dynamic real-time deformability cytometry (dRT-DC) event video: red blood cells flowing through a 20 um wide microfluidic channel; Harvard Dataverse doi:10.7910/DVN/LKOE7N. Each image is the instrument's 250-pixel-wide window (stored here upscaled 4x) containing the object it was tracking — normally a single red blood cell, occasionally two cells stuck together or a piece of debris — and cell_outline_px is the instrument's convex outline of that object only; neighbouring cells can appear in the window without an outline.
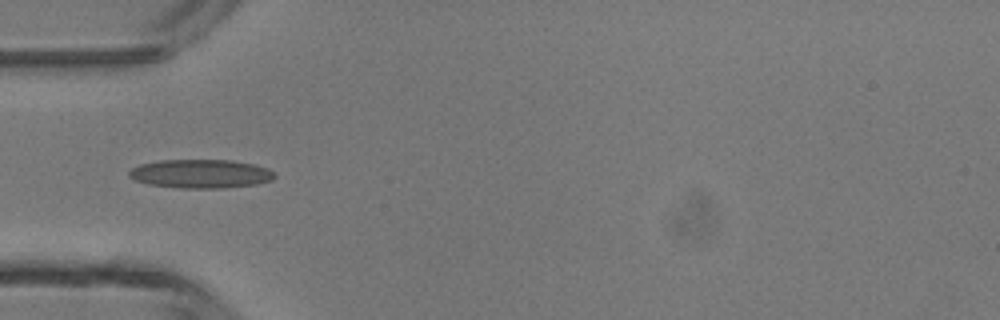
{"species": "common noctule bat (a hibernating species)", "species_latin": "Nyctalus noctula", "temperature_condition": "room temperature", "stored_images_in_passage": 27, "camera_frame_rate_fps": 3000, "um_per_image_px": 0.085, "animal": {"sex": "male", "body_mass_g": 13.3}, "frame": {"image": 1, "passage_image": 1, "time_ms": 0.0, "image_size_px": [1000, 320], "cell_outline_px": [[276, 176], [272, 180], [256, 184], [220, 188], [180, 188], [148, 184], [136, 180], [128, 176], [128, 172], [132, 168], [140, 164], [160, 160], [232, 160], [256, 164], [268, 168]], "centroid_in_image_um": [17.06, 14.76], "position_along_channel_um": 67.9, "area_um2": 24.39}}
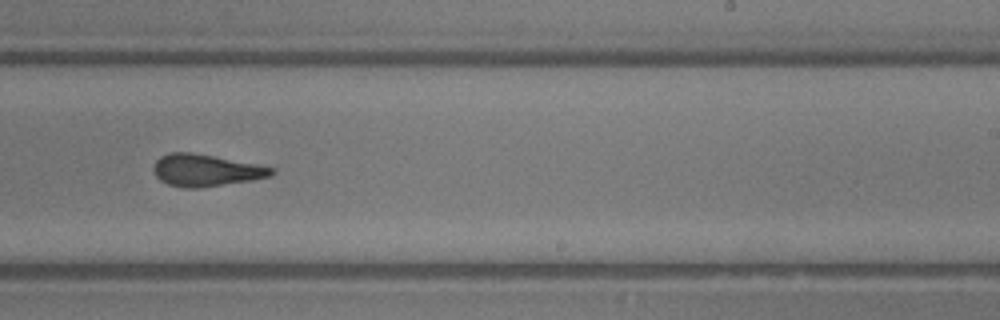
{"frame": {"image": 2, "passage_image": 15, "time_ms": 4.667, "image_size_px": [1000, 320], "cell_outline_px": [[276, 172], [272, 176], [252, 180], [200, 188], [184, 188], [168, 184], [160, 180], [156, 176], [152, 168], [156, 160], [160, 156], [168, 152], [192, 152], [256, 164], [272, 168]], "centroid_in_image_um": [17.46, 14.47], "position_along_channel_um": 271.5, "area_um2": 22.02}}
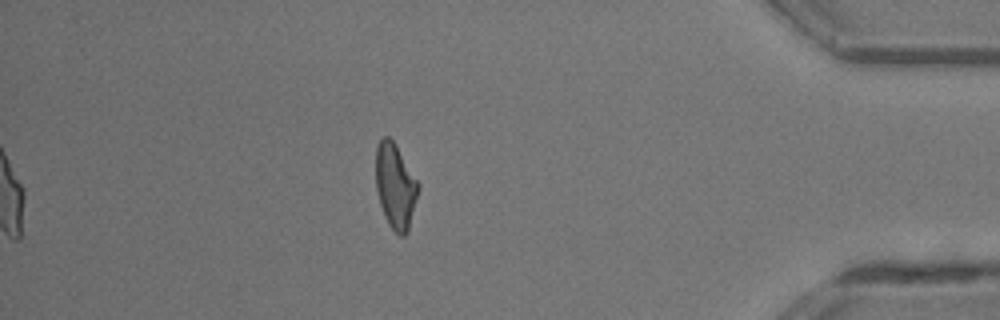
{"frame": {"image": 3, "passage_image": 27, "time_ms": 8.667, "image_size_px": [1000, 320], "cell_outline_px": [[420, 184], [408, 232], [404, 236], [400, 236], [388, 224], [384, 216], [380, 204], [376, 188], [376, 148], [380, 140], [384, 136], [388, 136], [392, 140]], "centroid_in_image_um": [33.6, 15.84], "position_along_channel_um": 401.6, "area_um2": 20.81}, "authors_computed_cell_mechanics": {"area_um2": 21.675, "velocity_mm_per_s": 4.3443, "shape_relaxation_time_tau1_ms": 6.4749, "shape_relaxation_time_tau2_ms": 1.6633, "deformation_change_tau1": 0.2329, "deformation_change_tau2": 0.1084}}